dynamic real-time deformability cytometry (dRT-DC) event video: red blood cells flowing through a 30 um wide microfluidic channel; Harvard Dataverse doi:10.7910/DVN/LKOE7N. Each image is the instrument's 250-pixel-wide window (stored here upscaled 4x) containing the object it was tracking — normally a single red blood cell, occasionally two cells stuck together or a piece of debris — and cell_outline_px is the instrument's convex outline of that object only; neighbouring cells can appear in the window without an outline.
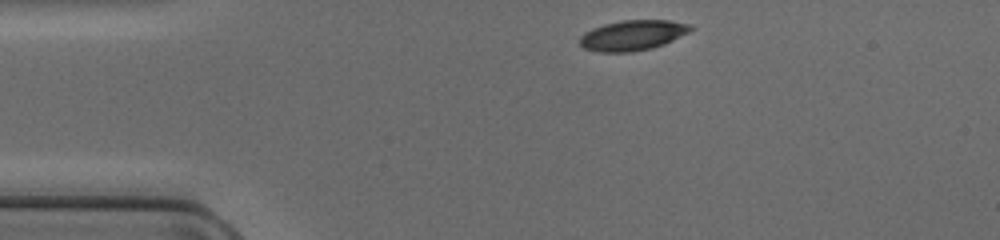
{"species": "common noctule bat (a hibernating species)", "species_latin": "Nyctalus noctula", "temperature_condition": "cold", "stored_images_in_passage": 39, "camera_frame_rate_fps": 3000, "um_per_image_px": 0.085, "animal": {"sex": "female", "body_mass_g": 17.0, "forearm_length_mm": 48.0}, "frame": {"image": 1, "passage_image": 1, "time_ms": 0.0, "image_size_px": [1000, 240], "cell_outline_px": [[696, 28], [664, 44], [652, 48], [632, 52], [600, 52], [584, 48], [580, 44], [580, 36], [584, 32], [592, 28], [604, 24], [620, 20], [668, 20], [692, 24]], "centroid_in_image_um": [53.78, 2.99], "position_along_channel_um": 31.2, "area_um2": 19.65}}
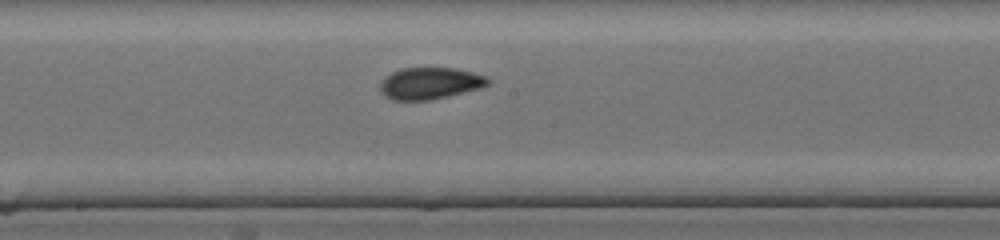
{"frame": {"image": 2, "passage_image": 17, "time_ms": 5.333, "image_size_px": [1000, 240], "cell_outline_px": [[492, 80], [488, 84], [480, 88], [448, 96], [428, 100], [392, 100], [384, 96], [380, 92], [380, 80], [384, 76], [400, 68], [456, 68], [472, 72], [484, 76]], "centroid_in_image_um": [36.5, 7.08], "position_along_channel_um": 211.7, "area_um2": 20.06}}
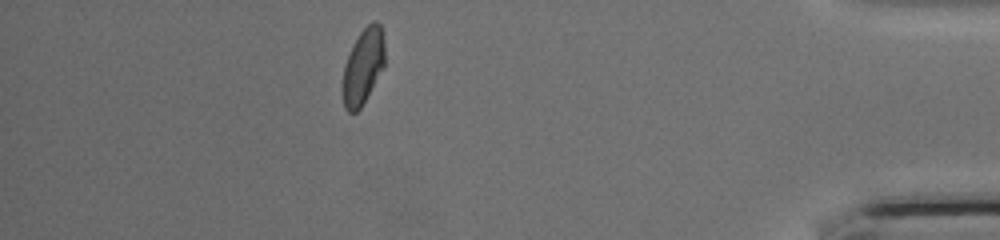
{"frame": {"image": 3, "passage_image": 34, "time_ms": 11.0, "image_size_px": [1000, 240], "cell_outline_px": [[384, 68], [360, 108], [356, 112], [348, 112], [344, 108], [344, 64], [352, 44], [360, 32], [372, 20], [376, 20], [380, 24], [384, 40]], "centroid_in_image_um": [30.88, 5.6], "position_along_channel_um": 404.3, "area_um2": 18.38}}